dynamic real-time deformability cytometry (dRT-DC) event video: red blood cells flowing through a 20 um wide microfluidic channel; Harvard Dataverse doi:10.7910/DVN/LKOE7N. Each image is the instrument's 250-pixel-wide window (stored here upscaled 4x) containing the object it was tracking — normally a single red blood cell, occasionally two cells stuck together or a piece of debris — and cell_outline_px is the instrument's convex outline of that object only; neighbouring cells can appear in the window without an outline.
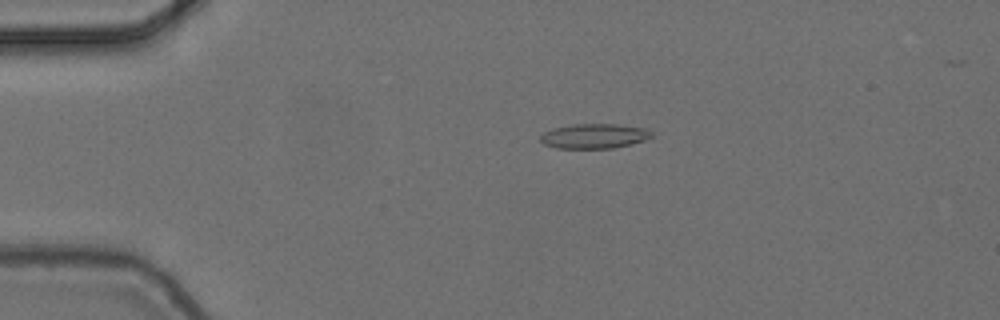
{"species": "common noctule bat (a hibernating species)", "species_latin": "Nyctalus noctula", "temperature_condition": "cold", "stored_images_in_passage": 3, "camera_frame_rate_fps": 3000, "um_per_image_px": 0.085, "animal": {"sex": "female", "body_mass_g": 24.6, "forearm_length_mm": 56.2}, "frame": {"image": 1, "passage_image": 1, "time_ms": 0.0, "image_size_px": [1000, 320], "cell_outline_px": [[652, 136], [644, 140], [632, 144], [612, 148], [556, 148], [544, 144], [540, 140], [540, 136], [544, 132], [552, 128], [572, 124], [616, 124], [648, 128], [652, 132]], "centroid_in_image_um": [50.51, 11.56], "position_along_channel_um": 34.5, "area_um2": 16.13}}